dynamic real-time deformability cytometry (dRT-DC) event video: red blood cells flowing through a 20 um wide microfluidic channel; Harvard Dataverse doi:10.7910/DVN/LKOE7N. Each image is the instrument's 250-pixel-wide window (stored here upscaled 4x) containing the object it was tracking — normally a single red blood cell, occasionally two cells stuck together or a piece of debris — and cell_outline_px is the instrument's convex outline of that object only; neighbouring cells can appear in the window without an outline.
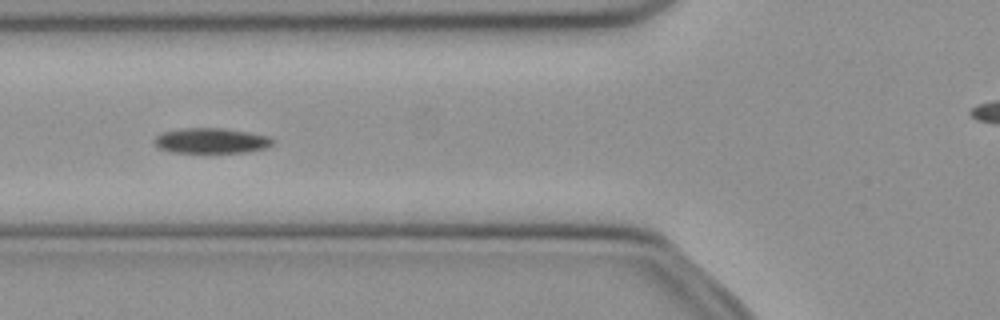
{"species": "common noctule bat (a hibernating species)", "species_latin": "Nyctalus noctula", "temperature_condition": "cold", "stored_images_in_passage": 40, "camera_frame_rate_fps": 3000, "um_per_image_px": 0.085, "animal": {"sex": "female", "body_mass_g": 21.9}, "frame": {"image": 1, "passage_image": 7, "time_ms": 2.0, "image_size_px": [1000, 320], "cell_outline_px": [[276, 140], [272, 144], [264, 148], [248, 152], [172, 152], [160, 148], [152, 140], [160, 132], [184, 128], [224, 128], [248, 132], [268, 136]], "centroid_in_image_um": [17.95, 11.95], "position_along_channel_um": 107.9, "area_um2": 17.4}, "authors_computed_cell_mechanics": {"area_um2": 16.8776, "velocity_mm_per_s": 3.9584, "shape_relaxation_time_tau1_ms": 4.8023, "shape_relaxation_time_tau2_ms": null, "deformation_change_tau1": 0.0987, "deformation_change_tau2": null}}